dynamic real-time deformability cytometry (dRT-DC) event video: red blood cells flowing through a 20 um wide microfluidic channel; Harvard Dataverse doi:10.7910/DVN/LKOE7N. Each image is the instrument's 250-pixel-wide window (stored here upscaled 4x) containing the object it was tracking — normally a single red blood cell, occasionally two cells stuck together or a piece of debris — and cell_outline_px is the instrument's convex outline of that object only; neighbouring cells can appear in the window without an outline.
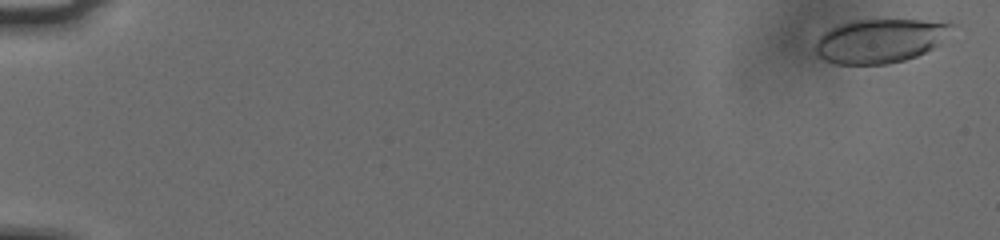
{"species": "human", "species_latin": "Homo sapiens", "temperature_condition": "cold", "stored_images_in_passage": 57, "camera_frame_rate_fps": 3000, "um_per_image_px": 0.085, "donor": {"sex": "male"}, "frame": {"image": 1, "passage_image": 2, "time_ms": 0.333, "image_size_px": [1000, 240], "cell_outline_px": [[956, 24], [932, 48], [916, 56], [904, 60], [884, 64], [836, 64], [824, 60], [816, 52], [816, 40], [824, 32], [840, 24], [856, 20], [948, 20]], "centroid_in_image_um": [74.81, 3.45], "position_along_channel_um": 10.2, "area_um2": 34.62}}
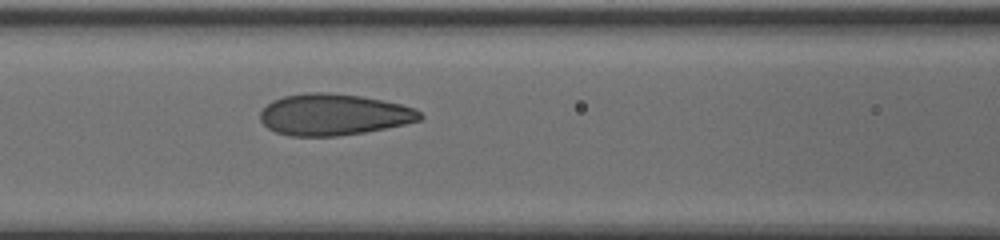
{"frame": {"image": 2, "passage_image": 27, "time_ms": 8.667, "image_size_px": [1000, 240], "cell_outline_px": [[424, 116], [420, 120], [404, 124], [364, 132], [336, 136], [288, 136], [276, 132], [268, 128], [260, 120], [260, 112], [272, 100], [284, 96], [308, 92], [328, 92], [360, 96], [384, 100], [416, 108]], "centroid_in_image_um": [28.36, 9.73], "position_along_channel_um": 138.2, "area_um2": 38.55}}
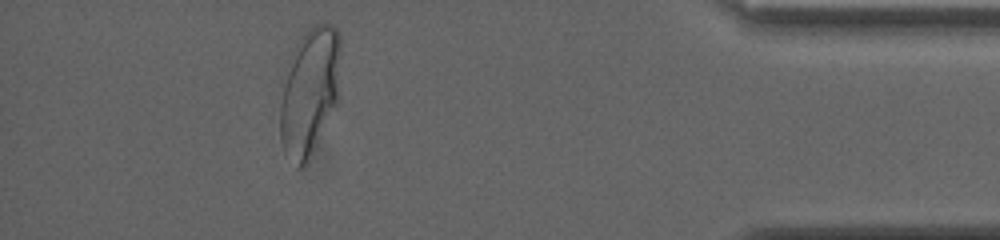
{"frame": {"image": 3, "passage_image": 52, "time_ms": 17.0, "image_size_px": [1000, 240], "cell_outline_px": [[340, 48], [336, 100], [308, 160], [300, 168], [296, 168], [284, 152], [280, 136], [280, 104], [284, 84], [292, 52], [304, 32], [316, 24], [332, 24], [336, 28], [340, 36]], "centroid_in_image_um": [26.28, 7.76], "position_along_channel_um": 408.9, "area_um2": 43.64}, "authors_computed_cell_mechanics": {"area_um2": 37.859, "velocity_mm_per_s": 3.7614, "shape_relaxation_time_tau1_ms": 5.85, "shape_relaxation_time_tau2_ms": null, "deformation_change_tau1": 0.1734, "deformation_change_tau2": null}}